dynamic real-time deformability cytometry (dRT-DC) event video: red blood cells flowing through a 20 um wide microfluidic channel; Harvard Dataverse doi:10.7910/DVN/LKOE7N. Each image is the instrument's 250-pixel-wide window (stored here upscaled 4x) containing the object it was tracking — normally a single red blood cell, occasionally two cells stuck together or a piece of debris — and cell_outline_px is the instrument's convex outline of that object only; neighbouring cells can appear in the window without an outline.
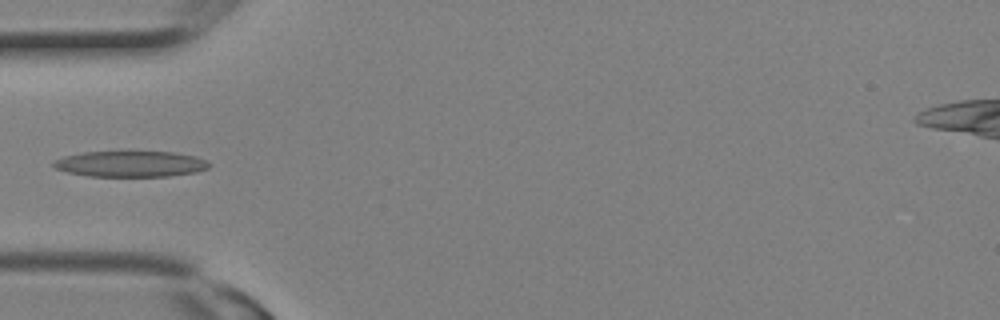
{"species": "Egyptian fruit bat (a non-hibernating species)", "species_latin": "Rousettus aegyptiacus", "temperature_condition": "room temperature", "stored_images_in_passage": 2, "camera_frame_rate_fps": 3000, "um_per_image_px": 0.085, "animal": {"sex": "female"}, "frame": {"image": 1, "passage_image": 2, "time_ms": 0.333, "image_size_px": [1000, 320], "cell_outline_px": [[212, 164], [208, 168], [196, 172], [168, 176], [88, 176], [68, 172], [56, 168], [52, 164], [52, 160], [64, 156], [84, 152], [172, 152], [196, 156]], "centroid_in_image_um": [11.09, 13.93], "position_along_channel_um": 73.9, "area_um2": 23.35}}